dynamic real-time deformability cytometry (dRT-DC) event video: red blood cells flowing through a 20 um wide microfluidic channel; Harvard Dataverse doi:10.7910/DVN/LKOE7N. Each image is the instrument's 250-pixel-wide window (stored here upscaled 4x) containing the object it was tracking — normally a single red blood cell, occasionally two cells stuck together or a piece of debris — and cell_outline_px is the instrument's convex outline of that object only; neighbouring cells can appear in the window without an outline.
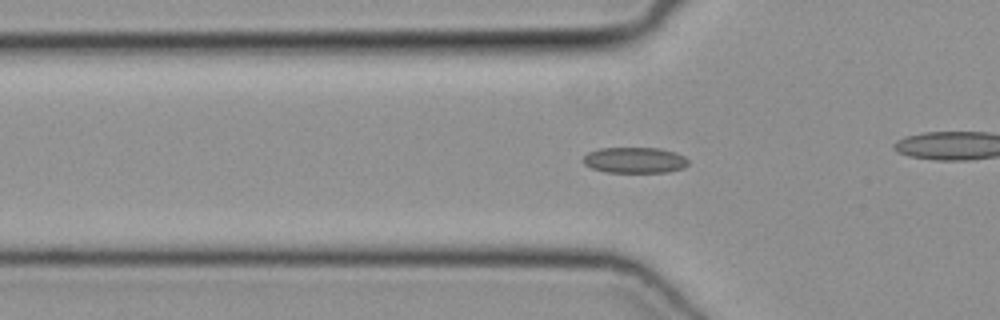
{"species": "common noctule bat (a hibernating species)", "species_latin": "Nyctalus noctula", "temperature_condition": "cold", "stored_images_in_passage": 51, "camera_frame_rate_fps": 3000, "um_per_image_px": 0.085, "animal": {"sex": "female", "body_mass_g": 19.3, "forearm_length_mm": 54.1}, "frame": {"image": 1, "passage_image": 17, "time_ms": 5.333, "image_size_px": [1000, 320], "cell_outline_px": [[688, 164], [684, 168], [668, 172], [604, 172], [592, 168], [584, 164], [580, 160], [588, 152], [600, 148], [660, 148], [676, 152], [684, 156], [688, 160]], "centroid_in_image_um": [53.94, 13.61], "position_along_channel_um": 71.9, "area_um2": 16.01}}
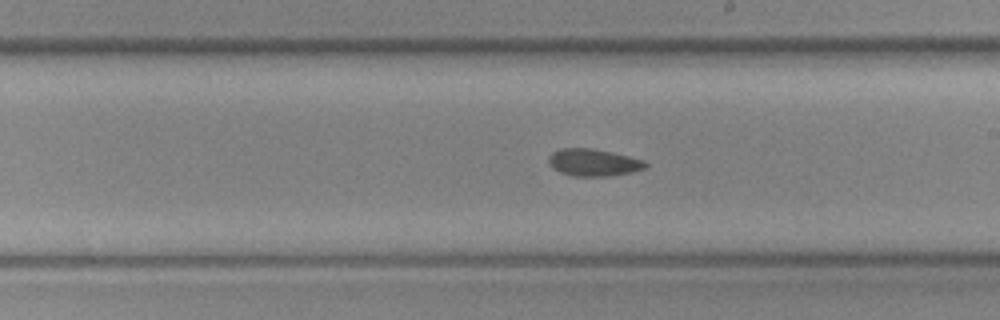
{"frame": {"image": 2, "passage_image": 29, "time_ms": 9.333, "image_size_px": [1000, 320], "cell_outline_px": [[648, 168], [632, 172], [612, 176], [572, 176], [560, 172], [552, 168], [548, 164], [548, 156], [552, 152], [560, 148], [588, 148], [612, 152], [644, 160], [648, 164]], "centroid_in_image_um": [50.44, 13.82], "position_along_channel_um": 238.6, "area_um2": 15.55}}
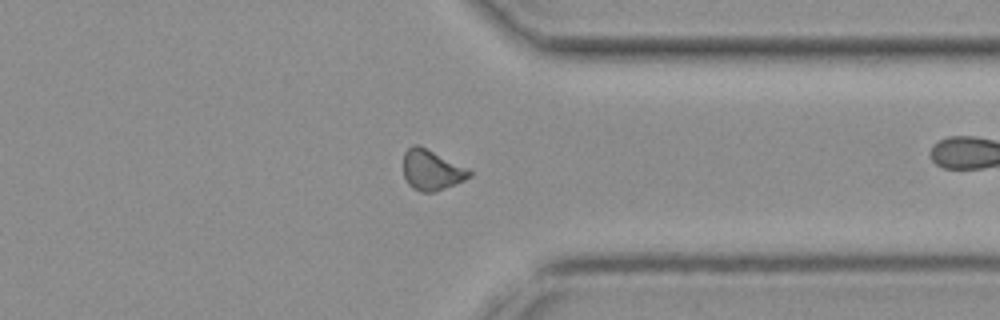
{"frame": {"image": 3, "passage_image": 39, "time_ms": 12.667, "image_size_px": [1000, 320], "cell_outline_px": [[472, 176], [464, 180], [436, 192], [420, 192], [412, 188], [408, 184], [404, 176], [404, 152], [408, 148], [416, 144], [420, 144], [468, 168], [472, 172]], "centroid_in_image_um": [36.69, 14.45], "position_along_channel_um": 374.7, "area_um2": 15.72}}